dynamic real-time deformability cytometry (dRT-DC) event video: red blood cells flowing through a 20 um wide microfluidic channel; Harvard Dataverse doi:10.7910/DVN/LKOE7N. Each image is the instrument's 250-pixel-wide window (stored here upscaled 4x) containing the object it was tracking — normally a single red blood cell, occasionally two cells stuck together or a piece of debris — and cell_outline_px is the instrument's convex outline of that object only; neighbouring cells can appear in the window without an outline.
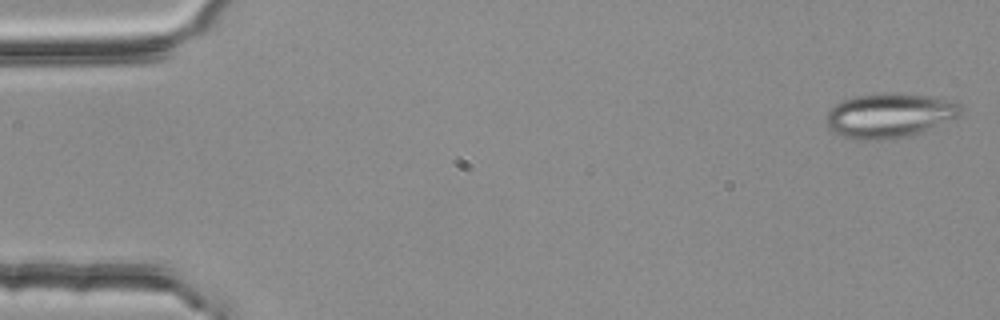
{"species": "common noctule bat (a hibernating species)", "species_latin": "Nyctalus noctula", "temperature_condition": "room temperature", "stored_images_in_passage": 4, "camera_frame_rate_fps": 3000, "um_per_image_px": 0.085, "animal": {"sex": "female", "body_mass_g": 25.1}, "frame": {"image": 1, "passage_image": 1, "time_ms": 0.0, "image_size_px": [1000, 320], "cell_outline_px": [[960, 112], [956, 116], [916, 136], [876, 140], [856, 140], [844, 136], [828, 128], [824, 116], [836, 104], [844, 100], [856, 96], [928, 96], [956, 100], [960, 104]], "centroid_in_image_um": [75.6, 9.88], "position_along_channel_um": 9.4, "area_um2": 33.93}}